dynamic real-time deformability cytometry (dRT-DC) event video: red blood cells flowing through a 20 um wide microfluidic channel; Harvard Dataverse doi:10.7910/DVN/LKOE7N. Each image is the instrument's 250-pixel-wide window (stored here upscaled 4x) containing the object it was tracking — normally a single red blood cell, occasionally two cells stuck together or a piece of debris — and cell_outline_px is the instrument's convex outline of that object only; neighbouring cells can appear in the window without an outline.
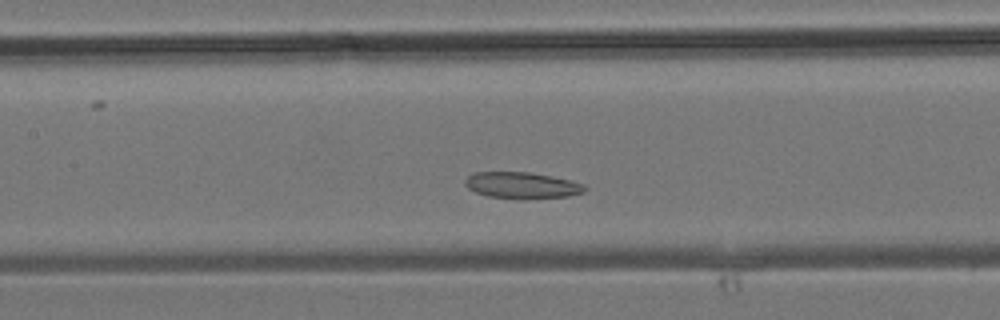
{"species": "common noctule bat (a hibernating species)", "species_latin": "Nyctalus noctula", "temperature_condition": "room temperature", "stored_images_in_passage": 26, "camera_frame_rate_fps": 3000, "um_per_image_px": 0.085, "animal": {"sex": "male", "body_mass_g": 19.2, "forearm_length_mm": 51.8}, "frame": {"image": 1, "passage_image": 10, "time_ms": 3.0, "image_size_px": [1000, 320], "cell_outline_px": [[588, 188], [584, 192], [568, 196], [528, 200], [520, 200], [488, 196], [476, 192], [468, 188], [464, 184], [464, 180], [468, 176], [476, 172], [528, 172], [568, 180], [584, 184]], "centroid_in_image_um": [44.36, 15.78], "position_along_channel_um": 163.0, "area_um2": 18.55}}
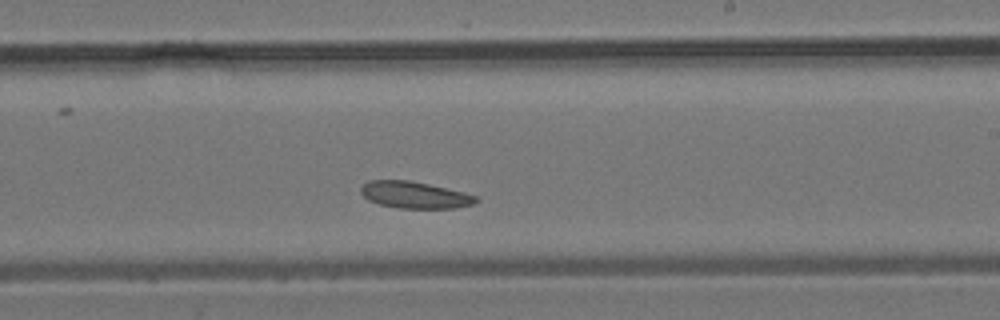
{"frame": {"image": 2, "passage_image": 15, "time_ms": 4.667, "image_size_px": [1000, 320], "cell_outline_px": [[480, 200], [472, 204], [452, 208], [396, 208], [380, 204], [368, 200], [360, 192], [360, 188], [368, 180], [408, 180], [428, 184], [464, 192], [476, 196]], "centroid_in_image_um": [35.22, 16.57], "position_along_channel_um": 253.8, "area_um2": 17.86}}
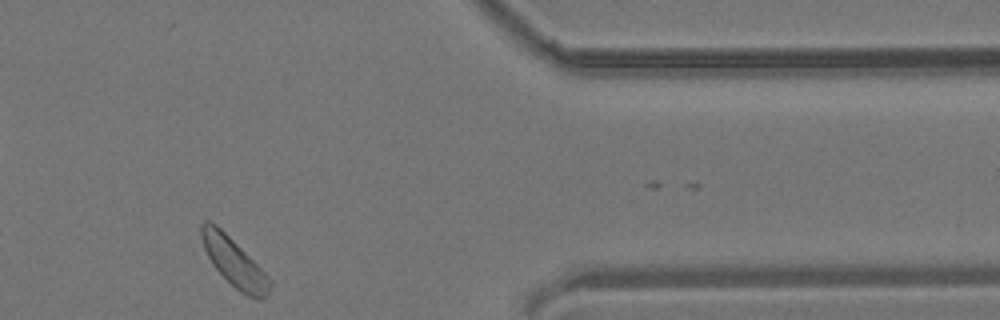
{"frame": {"image": 3, "passage_image": 24, "time_ms": 7.667, "image_size_px": [1000, 320], "cell_outline_px": [[272, 284], [264, 300], [260, 300], [248, 296], [240, 292], [212, 264], [204, 248], [200, 236], [200, 224], [204, 220], [208, 220], [216, 224], [272, 280]], "centroid_in_image_um": [19.88, 22.29], "position_along_channel_um": 391.5, "area_um2": 18.84}}